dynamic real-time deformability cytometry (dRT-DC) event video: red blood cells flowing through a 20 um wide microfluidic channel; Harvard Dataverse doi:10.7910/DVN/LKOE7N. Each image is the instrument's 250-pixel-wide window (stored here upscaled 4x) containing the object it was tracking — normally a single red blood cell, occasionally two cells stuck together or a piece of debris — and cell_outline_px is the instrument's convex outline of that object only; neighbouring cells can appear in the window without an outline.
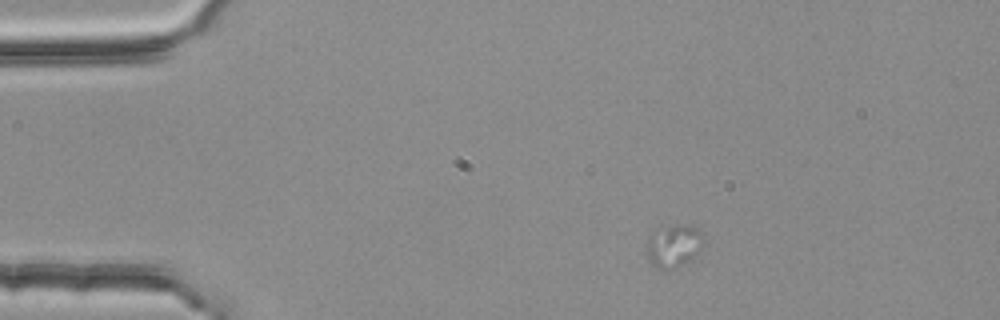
{"species": "common noctule bat (a hibernating species)", "species_latin": "Nyctalus noctula", "temperature_condition": "room temperature", "stored_images_in_passage": 4, "camera_frame_rate_fps": 3000, "um_per_image_px": 0.085, "animal": {"sex": "female", "body_mass_g": 25.1}, "frame": {"image": 1, "passage_image": 2, "time_ms": 0.333, "image_size_px": [1000, 320], "cell_outline_px": [[708, 248], [704, 252], [692, 260], [668, 272], [656, 268], [648, 260], [644, 252], [644, 244], [648, 232], [652, 228], [672, 224], [692, 224], [704, 232]], "centroid_in_image_um": [57.3, 20.87], "position_along_channel_um": 27.7, "area_um2": 16.36}}